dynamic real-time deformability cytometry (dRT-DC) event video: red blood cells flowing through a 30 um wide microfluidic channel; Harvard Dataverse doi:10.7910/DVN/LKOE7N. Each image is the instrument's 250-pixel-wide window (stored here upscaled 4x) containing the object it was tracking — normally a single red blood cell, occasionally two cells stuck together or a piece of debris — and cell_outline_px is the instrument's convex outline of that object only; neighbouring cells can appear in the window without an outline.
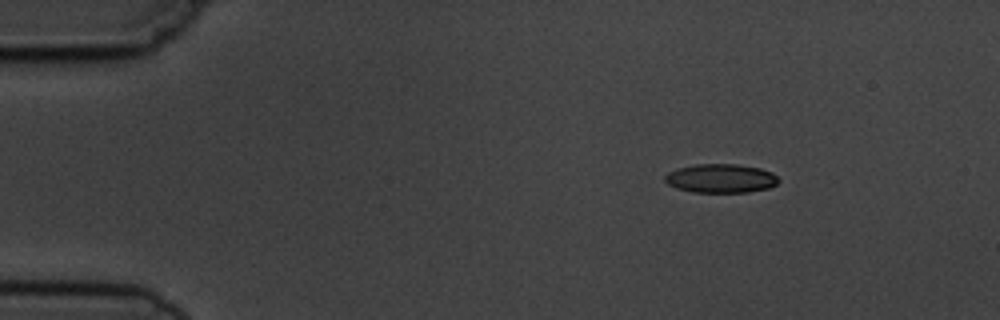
{"species": "common noctule bat (a hibernating species)", "species_latin": "Nyctalus noctula", "temperature_condition": "cold", "stored_images_in_passage": 5, "camera_frame_rate_fps": 3000, "um_per_image_px": 0.085, "animal": {"sex": "male", "body_mass_g": 19.5, "forearm_length_mm": 54.6}, "frame": {"image": 1, "passage_image": 2, "time_ms": 1.0, "image_size_px": [1000, 320], "cell_outline_px": [[780, 180], [776, 184], [768, 188], [748, 192], [692, 192], [676, 188], [668, 184], [664, 180], [664, 176], [668, 172], [676, 168], [696, 164], [740, 164], [760, 168], [772, 172]], "centroid_in_image_um": [61.25, 15.15], "position_along_channel_um": 23.7, "area_um2": 19.25}}
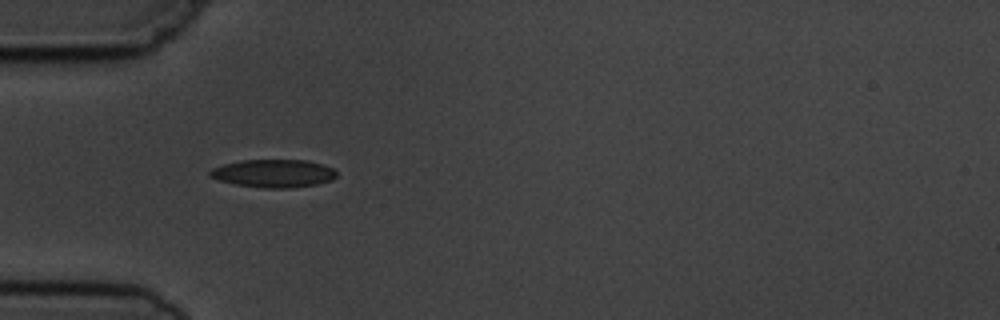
{"frame": {"image": 2, "passage_image": 4, "time_ms": 4.0, "image_size_px": [1000, 320], "cell_outline_px": [[336, 176], [332, 180], [316, 184], [288, 188], [264, 188], [236, 184], [220, 180], [208, 176], [208, 172], [212, 168], [224, 164], [240, 160], [308, 160], [324, 164], [332, 168], [336, 172]], "centroid_in_image_um": [23.25, 14.73], "position_along_channel_um": 61.7, "area_um2": 20.63}}
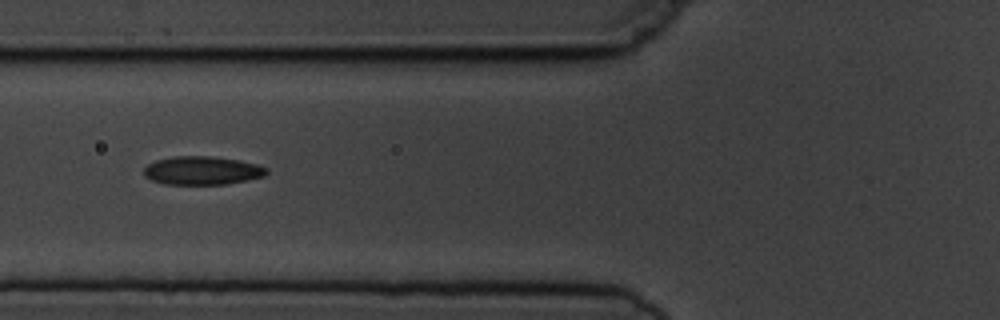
{"frame": {"image": 3, "passage_image": 5, "time_ms": 5.333, "image_size_px": [1000, 320], "cell_outline_px": [[268, 172], [264, 176], [248, 180], [224, 184], [164, 184], [152, 180], [144, 176], [144, 168], [148, 164], [156, 160], [176, 156], [208, 156], [236, 160], [256, 164], [268, 168]], "centroid_in_image_um": [17.17, 14.5], "position_along_channel_um": 108.6, "area_um2": 20.17}}